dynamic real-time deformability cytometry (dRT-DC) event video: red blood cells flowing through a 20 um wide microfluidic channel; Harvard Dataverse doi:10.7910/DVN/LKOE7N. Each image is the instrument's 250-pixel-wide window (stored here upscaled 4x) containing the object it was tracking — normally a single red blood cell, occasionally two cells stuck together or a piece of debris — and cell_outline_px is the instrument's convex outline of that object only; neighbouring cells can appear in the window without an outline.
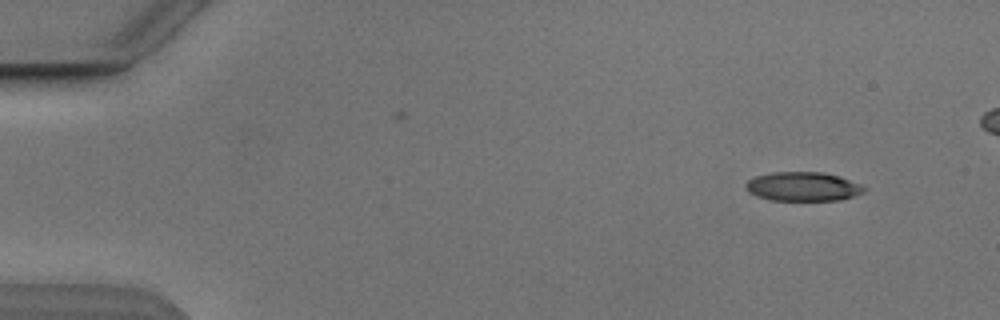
{"species": "Egyptian fruit bat (a non-hibernating species)", "species_latin": "Rousettus aegyptiacus", "temperature_condition": "cold", "stored_images_in_passage": 4, "camera_frame_rate_fps": 3000, "um_per_image_px": 0.085, "animal": {"sex": "male"}, "frame": {"image": 1, "passage_image": 1, "time_ms": 0.0, "image_size_px": [1000, 320], "cell_outline_px": [[868, 188], [864, 192], [840, 200], [772, 200], [756, 196], [748, 192], [744, 188], [744, 184], [748, 180], [756, 176], [772, 172], [820, 172], [840, 176], [860, 184]], "centroid_in_image_um": [68.23, 15.85], "position_along_channel_um": 16.8, "area_um2": 20.11}}